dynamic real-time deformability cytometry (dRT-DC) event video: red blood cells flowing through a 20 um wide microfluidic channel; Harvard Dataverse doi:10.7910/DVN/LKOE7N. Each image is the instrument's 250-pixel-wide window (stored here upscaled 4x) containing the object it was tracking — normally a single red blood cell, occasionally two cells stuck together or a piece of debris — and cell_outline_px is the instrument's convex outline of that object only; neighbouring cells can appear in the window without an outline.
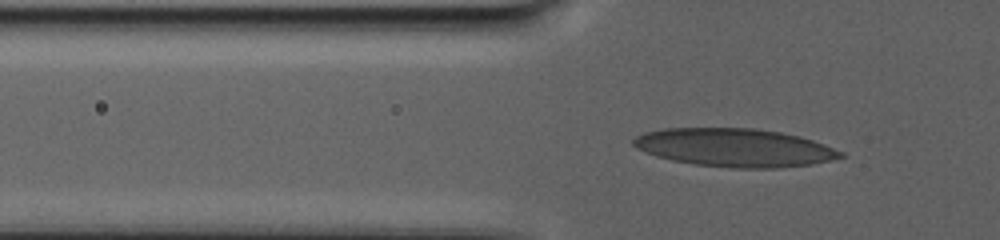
{"species": "human", "species_latin": "Homo sapiens", "temperature_condition": "warm", "stored_images_in_passage": 95, "camera_frame_rate_fps": 3000, "um_per_image_px": 0.085, "donor": {"sex": "male"}, "frame": {"image": 1, "passage_image": 36, "time_ms": 11.667, "image_size_px": [1000, 240], "cell_outline_px": [[844, 156], [812, 164], [780, 168], [732, 168], [696, 164], [672, 160], [656, 156], [644, 152], [636, 148], [632, 144], [632, 140], [636, 136], [644, 132], [664, 128], [756, 128], [780, 132], [800, 136], [824, 144], [844, 152]], "centroid_in_image_um": [62.42, 12.54], "position_along_channel_um": 63.4, "area_um2": 46.24}}
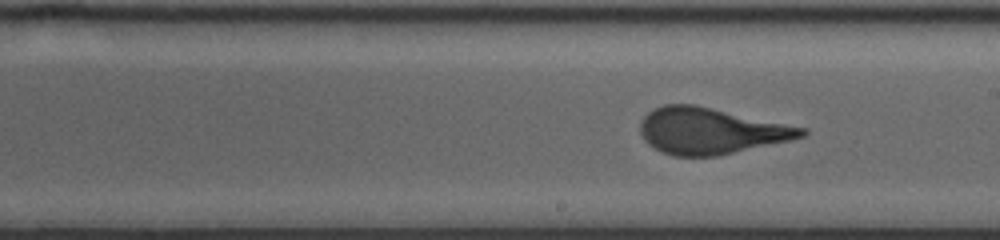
{"frame": {"image": 2, "passage_image": 60, "time_ms": 19.667, "image_size_px": [1000, 240], "cell_outline_px": [[808, 132], [804, 136], [792, 140], [716, 156], [672, 156], [660, 152], [652, 148], [644, 140], [640, 132], [640, 120], [652, 108], [664, 104], [692, 104], [712, 108], [808, 128]], "centroid_in_image_um": [60.38, 11.13], "position_along_channel_um": 228.6, "area_um2": 43.7}}
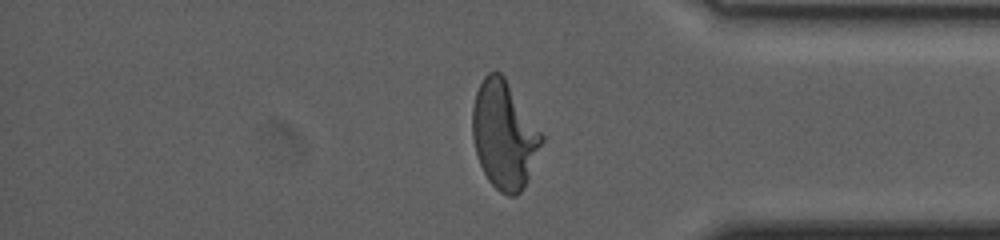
{"frame": {"image": 3, "passage_image": 84, "time_ms": 27.667, "image_size_px": [1000, 240], "cell_outline_px": [[544, 140], [528, 180], [520, 192], [516, 196], [508, 196], [500, 192], [488, 180], [480, 164], [476, 152], [472, 136], [472, 108], [476, 92], [484, 76], [488, 72], [500, 72], [504, 76], [544, 136]], "centroid_in_image_um": [42.85, 11.48], "position_along_channel_um": 392.3, "area_um2": 43.29}}